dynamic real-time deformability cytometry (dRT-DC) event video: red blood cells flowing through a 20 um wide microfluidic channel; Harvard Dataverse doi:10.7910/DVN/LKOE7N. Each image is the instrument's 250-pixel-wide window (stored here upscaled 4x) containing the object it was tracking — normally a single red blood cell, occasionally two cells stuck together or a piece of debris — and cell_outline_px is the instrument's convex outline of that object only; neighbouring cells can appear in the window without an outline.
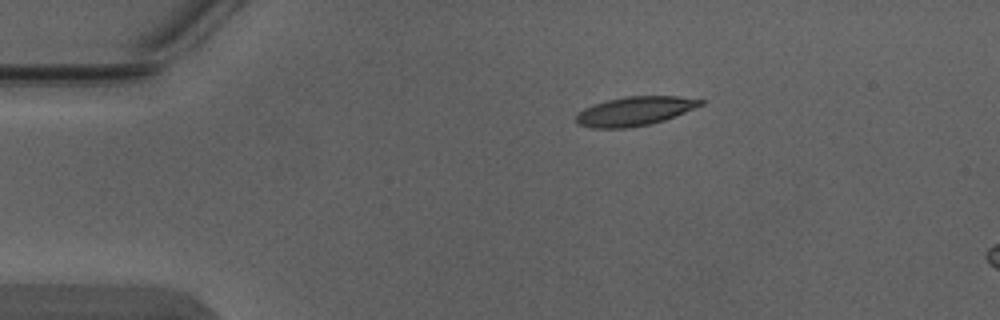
{"species": "Egyptian fruit bat (a non-hibernating species)", "species_latin": "Rousettus aegyptiacus", "temperature_condition": "warm", "stored_images_in_passage": 3, "camera_frame_rate_fps": 3000, "um_per_image_px": 0.085, "animal": {"sex": "male"}, "frame": {"image": 1, "passage_image": 1, "time_ms": 0.0, "image_size_px": [1000, 320], "cell_outline_px": [[704, 104], [676, 116], [664, 120], [648, 124], [624, 128], [592, 128], [576, 124], [576, 112], [584, 108], [608, 100], [628, 96], [676, 96], [704, 100]], "centroid_in_image_um": [53.93, 9.45], "position_along_channel_um": 31.1, "area_um2": 20.92}}